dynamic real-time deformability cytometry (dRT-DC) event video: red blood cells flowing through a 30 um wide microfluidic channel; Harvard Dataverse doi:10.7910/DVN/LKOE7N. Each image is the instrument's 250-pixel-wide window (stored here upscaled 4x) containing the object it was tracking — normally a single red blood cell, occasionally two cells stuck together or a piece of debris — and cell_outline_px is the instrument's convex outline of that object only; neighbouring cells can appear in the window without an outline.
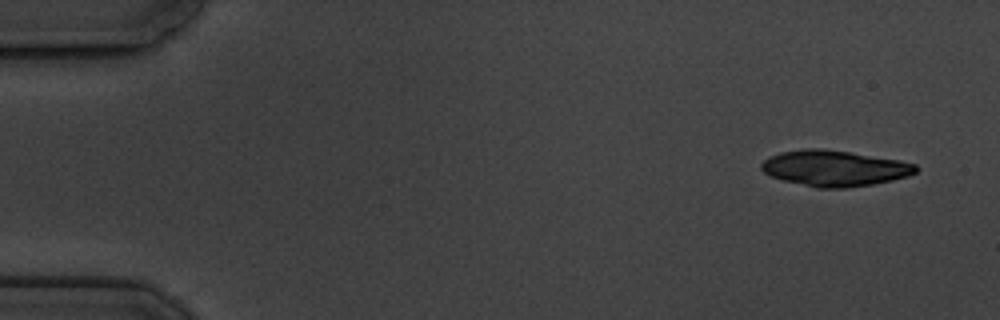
{"species": "common noctule bat (a hibernating species)", "species_latin": "Nyctalus noctula", "temperature_condition": "cold", "stored_images_in_passage": 6, "camera_frame_rate_fps": 3000, "um_per_image_px": 0.085, "animal": {"sex": "male", "body_mass_g": 19.5, "forearm_length_mm": 54.6}, "frame": {"image": 1, "passage_image": 1, "time_ms": 0.0, "image_size_px": [1000, 320], "cell_outline_px": [[920, 168], [916, 172], [908, 176], [892, 180], [872, 184], [844, 188], [816, 188], [784, 180], [772, 176], [764, 172], [760, 168], [760, 164], [764, 160], [780, 152], [804, 148], [820, 148], [848, 152], [900, 160], [916, 164]], "centroid_in_image_um": [70.94, 14.3], "position_along_channel_um": 14.1, "area_um2": 32.14}}